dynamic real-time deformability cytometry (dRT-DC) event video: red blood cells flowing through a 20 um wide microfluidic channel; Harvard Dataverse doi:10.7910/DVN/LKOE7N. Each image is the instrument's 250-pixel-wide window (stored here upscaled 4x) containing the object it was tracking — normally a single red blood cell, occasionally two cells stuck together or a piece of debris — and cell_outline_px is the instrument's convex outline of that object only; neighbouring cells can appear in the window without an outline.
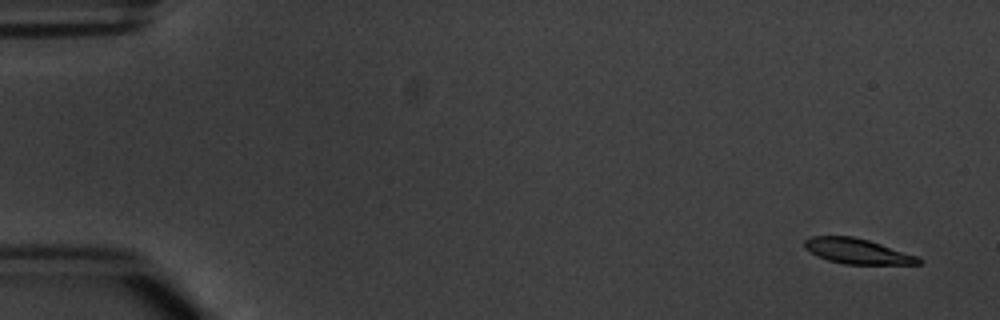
{"species": "common noctule bat (a hibernating species)", "species_latin": "Nyctalus noctula", "temperature_condition": "warm", "stored_images_in_passage": 4, "camera_frame_rate_fps": 3000, "um_per_image_px": 0.085, "animal": {"sex": "male", "body_mass_g": 20.1, "forearm_length_mm": 53.5}, "frame": {"image": 1, "passage_image": 1, "time_ms": 0.0, "image_size_px": [1000, 320], "cell_outline_px": [[920, 264], [844, 264], [828, 260], [816, 256], [804, 248], [804, 240], [812, 236], [852, 236], [868, 240], [916, 256], [920, 260]], "centroid_in_image_um": [72.79, 21.35], "position_along_channel_um": 12.2, "area_um2": 16.53}}
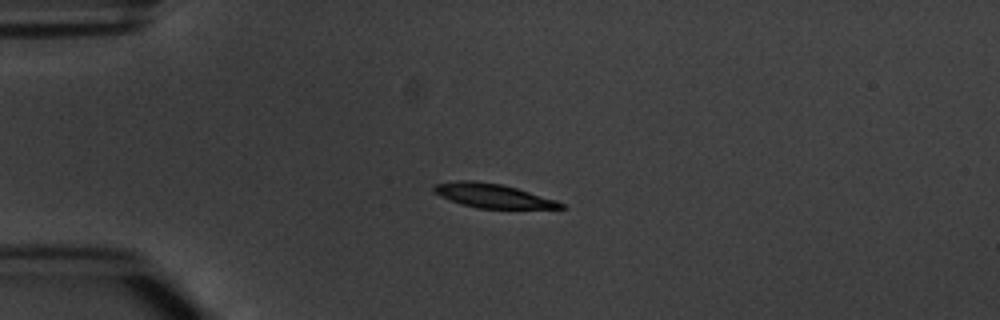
{"frame": {"image": 2, "passage_image": 4, "time_ms": 3.667, "image_size_px": [1000, 320], "cell_outline_px": [[568, 208], [476, 208], [440, 196], [432, 192], [432, 188], [436, 184], [460, 180], [476, 180], [500, 184], [516, 188], [556, 200], [564, 204]], "centroid_in_image_um": [41.87, 16.63], "position_along_channel_um": 43.1, "area_um2": 17.51}}